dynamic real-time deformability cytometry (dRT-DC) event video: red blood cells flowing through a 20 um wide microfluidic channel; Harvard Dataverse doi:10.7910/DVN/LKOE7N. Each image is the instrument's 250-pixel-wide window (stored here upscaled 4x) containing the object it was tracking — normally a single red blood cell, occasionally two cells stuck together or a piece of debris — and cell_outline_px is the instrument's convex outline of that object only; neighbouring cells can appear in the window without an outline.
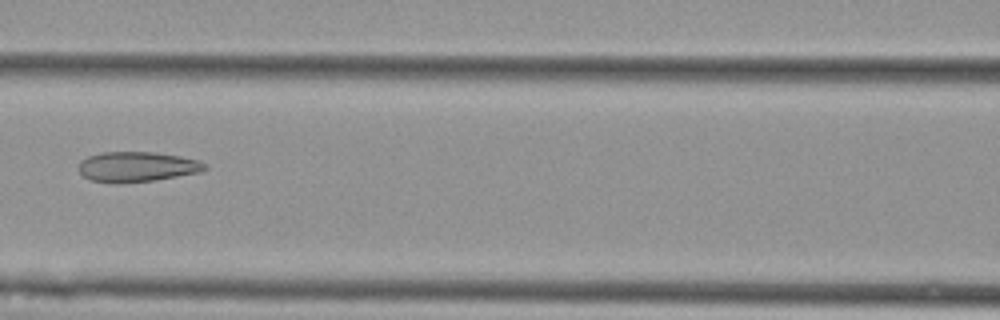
{"species": "Egyptian fruit bat (a non-hibernating species)", "species_latin": "Rousettus aegyptiacus", "temperature_condition": "cold", "stored_images_in_passage": 3, "camera_frame_rate_fps": 3000, "um_per_image_px": 0.085, "animal": {"sex": "female"}, "frame": {"image": 1, "passage_image": 3, "time_ms": 0.667, "image_size_px": [1000, 320], "cell_outline_px": [[208, 168], [200, 172], [156, 180], [88, 180], [80, 172], [80, 160], [88, 156], [100, 152], [152, 152], [180, 156], [200, 160], [208, 164]], "centroid_in_image_um": [11.73, 14.12], "position_along_channel_um": 154.9, "area_um2": 21.44}}